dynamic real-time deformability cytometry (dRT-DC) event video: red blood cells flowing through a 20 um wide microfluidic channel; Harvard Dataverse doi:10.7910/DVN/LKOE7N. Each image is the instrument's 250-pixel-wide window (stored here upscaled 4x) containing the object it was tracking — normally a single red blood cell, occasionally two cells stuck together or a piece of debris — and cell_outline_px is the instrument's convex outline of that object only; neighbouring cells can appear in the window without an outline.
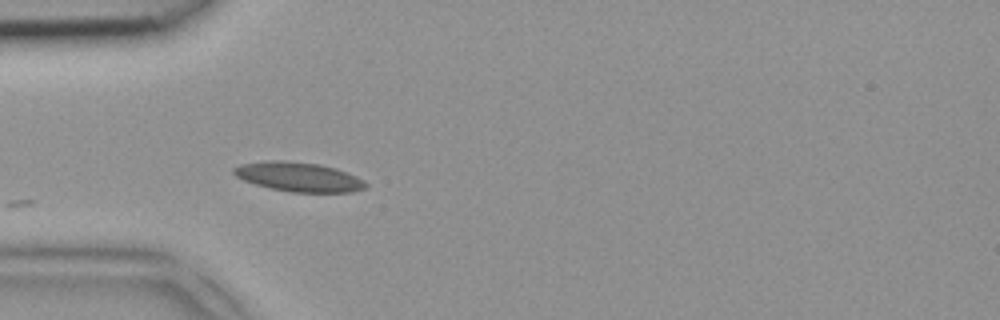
{"species": "common noctule bat (a hibernating species)", "species_latin": "Nyctalus noctula", "temperature_condition": "room temperature", "stored_images_in_passage": 5, "camera_frame_rate_fps": 3000, "um_per_image_px": 0.085, "animal": {"sex": "female", "body_mass_g": 18.4}, "frame": {"image": 1, "passage_image": 1, "time_ms": 0.0, "image_size_px": [1000, 320], "cell_outline_px": [[368, 184], [364, 188], [352, 192], [292, 192], [272, 188], [256, 184], [244, 180], [236, 176], [232, 172], [232, 168], [240, 164], [264, 160], [284, 160], [320, 164], [336, 168], [356, 176], [364, 180]], "centroid_in_image_um": [25.37, 15.02], "position_along_channel_um": 59.6, "area_um2": 22.6}}